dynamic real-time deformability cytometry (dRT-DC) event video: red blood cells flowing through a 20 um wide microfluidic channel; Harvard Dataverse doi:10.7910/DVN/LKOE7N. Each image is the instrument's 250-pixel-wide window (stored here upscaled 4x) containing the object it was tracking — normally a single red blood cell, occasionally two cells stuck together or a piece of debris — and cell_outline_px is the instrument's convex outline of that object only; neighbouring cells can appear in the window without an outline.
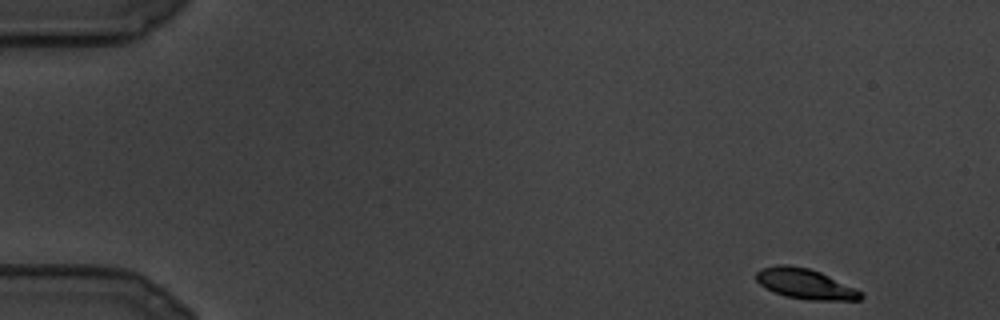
{"species": "common noctule bat (a hibernating species)", "species_latin": "Nyctalus noctula", "temperature_condition": "cold", "stored_images_in_passage": 26, "camera_frame_rate_fps": 3000, "um_per_image_px": 0.085, "animal": {"sex": "male", "body_mass_g": 19.5, "forearm_length_mm": 54.6}, "frame": {"image": 1, "passage_image": 1, "time_ms": 0.0, "image_size_px": [1000, 320], "cell_outline_px": [[864, 296], [860, 300], [808, 300], [784, 296], [760, 284], [756, 280], [756, 272], [760, 268], [776, 264], [788, 264], [808, 268], [820, 272], [856, 288]], "centroid_in_image_um": [68.43, 24.11], "position_along_channel_um": 16.6, "area_um2": 18.44}}
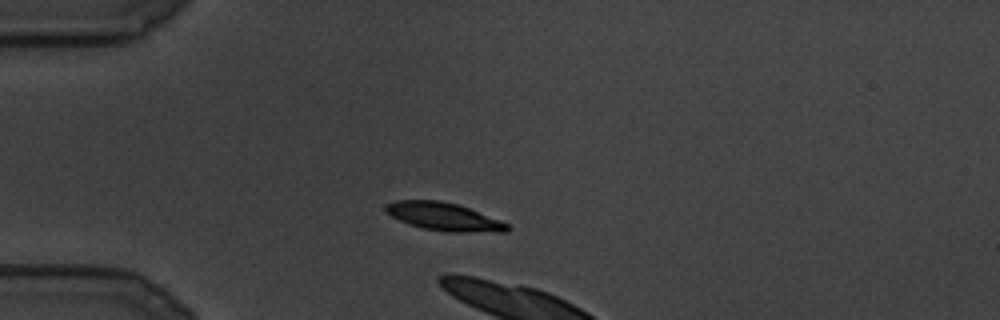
{"frame": {"image": 2, "passage_image": 21, "time_ms": 6.667, "image_size_px": [1000, 320], "cell_outline_px": [[512, 228], [508, 232], [448, 232], [424, 228], [408, 224], [392, 216], [384, 208], [388, 204], [396, 200], [440, 200], [456, 204], [468, 208], [500, 220], [508, 224]], "centroid_in_image_um": [37.78, 18.43], "position_along_channel_um": 47.2, "area_um2": 19.65}}